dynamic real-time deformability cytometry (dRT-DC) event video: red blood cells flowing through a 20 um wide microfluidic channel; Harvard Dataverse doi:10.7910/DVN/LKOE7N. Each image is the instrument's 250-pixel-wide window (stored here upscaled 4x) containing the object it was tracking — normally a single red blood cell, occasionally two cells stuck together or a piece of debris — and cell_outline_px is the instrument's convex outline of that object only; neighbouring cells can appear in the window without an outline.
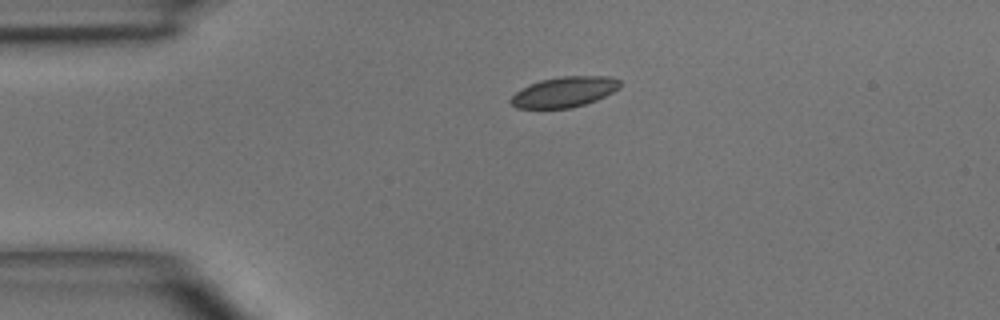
{"species": "common noctule bat (a hibernating species)", "species_latin": "Nyctalus noctula", "temperature_condition": "room temperature", "stored_images_in_passage": 2, "camera_frame_rate_fps": 3000, "um_per_image_px": 0.085, "animal": {"sex": "male", "body_mass_g": 15.6}, "frame": {"image": 1, "passage_image": 1, "time_ms": 0.0, "image_size_px": [1000, 320], "cell_outline_px": [[620, 88], [596, 100], [584, 104], [568, 108], [516, 108], [508, 100], [516, 92], [540, 80], [560, 76], [612, 76], [620, 80]], "centroid_in_image_um": [47.98, 7.81], "position_along_channel_um": 37.0, "area_um2": 19.19}}